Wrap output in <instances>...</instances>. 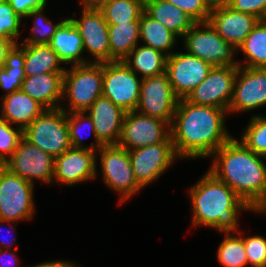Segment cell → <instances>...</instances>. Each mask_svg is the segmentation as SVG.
<instances>
[{
  "label": "cell",
  "instance_id": "40",
  "mask_svg": "<svg viewBox=\"0 0 266 267\" xmlns=\"http://www.w3.org/2000/svg\"><path fill=\"white\" fill-rule=\"evenodd\" d=\"M228 6L235 11L251 14L259 20L266 13V0H230Z\"/></svg>",
  "mask_w": 266,
  "mask_h": 267
},
{
  "label": "cell",
  "instance_id": "24",
  "mask_svg": "<svg viewBox=\"0 0 266 267\" xmlns=\"http://www.w3.org/2000/svg\"><path fill=\"white\" fill-rule=\"evenodd\" d=\"M144 11L181 38L196 22L167 0H144Z\"/></svg>",
  "mask_w": 266,
  "mask_h": 267
},
{
  "label": "cell",
  "instance_id": "33",
  "mask_svg": "<svg viewBox=\"0 0 266 267\" xmlns=\"http://www.w3.org/2000/svg\"><path fill=\"white\" fill-rule=\"evenodd\" d=\"M67 124L69 129V137L71 141V145L73 148H83V149H89L92 151L97 152L103 144L98 140L94 124L92 122V119L89 117V115L85 112H70L67 113ZM87 124V128L90 129L91 133L94 136V142L92 145H84L83 143V137L81 136V128ZM83 129V128H82ZM81 134V135H80Z\"/></svg>",
  "mask_w": 266,
  "mask_h": 267
},
{
  "label": "cell",
  "instance_id": "23",
  "mask_svg": "<svg viewBox=\"0 0 266 267\" xmlns=\"http://www.w3.org/2000/svg\"><path fill=\"white\" fill-rule=\"evenodd\" d=\"M49 45L63 64L80 65L91 62L82 57L83 40L70 18L64 19L59 25Z\"/></svg>",
  "mask_w": 266,
  "mask_h": 267
},
{
  "label": "cell",
  "instance_id": "19",
  "mask_svg": "<svg viewBox=\"0 0 266 267\" xmlns=\"http://www.w3.org/2000/svg\"><path fill=\"white\" fill-rule=\"evenodd\" d=\"M85 113L92 119L96 136L103 145L118 144L126 114L122 108L102 95Z\"/></svg>",
  "mask_w": 266,
  "mask_h": 267
},
{
  "label": "cell",
  "instance_id": "35",
  "mask_svg": "<svg viewBox=\"0 0 266 267\" xmlns=\"http://www.w3.org/2000/svg\"><path fill=\"white\" fill-rule=\"evenodd\" d=\"M44 9L31 11L27 17L34 18L32 36H28L21 44L42 45L49 44L59 25L64 21L53 24L43 14Z\"/></svg>",
  "mask_w": 266,
  "mask_h": 267
},
{
  "label": "cell",
  "instance_id": "37",
  "mask_svg": "<svg viewBox=\"0 0 266 267\" xmlns=\"http://www.w3.org/2000/svg\"><path fill=\"white\" fill-rule=\"evenodd\" d=\"M21 21L22 18L15 13L9 2L0 0V36L9 38L18 44Z\"/></svg>",
  "mask_w": 266,
  "mask_h": 267
},
{
  "label": "cell",
  "instance_id": "16",
  "mask_svg": "<svg viewBox=\"0 0 266 267\" xmlns=\"http://www.w3.org/2000/svg\"><path fill=\"white\" fill-rule=\"evenodd\" d=\"M266 105V68L238 66L228 113L247 112Z\"/></svg>",
  "mask_w": 266,
  "mask_h": 267
},
{
  "label": "cell",
  "instance_id": "5",
  "mask_svg": "<svg viewBox=\"0 0 266 267\" xmlns=\"http://www.w3.org/2000/svg\"><path fill=\"white\" fill-rule=\"evenodd\" d=\"M23 137L54 158L64 154L72 147L67 113L62 108L46 109L23 130Z\"/></svg>",
  "mask_w": 266,
  "mask_h": 267
},
{
  "label": "cell",
  "instance_id": "9",
  "mask_svg": "<svg viewBox=\"0 0 266 267\" xmlns=\"http://www.w3.org/2000/svg\"><path fill=\"white\" fill-rule=\"evenodd\" d=\"M123 61L103 63L102 95L125 112L135 111L142 79Z\"/></svg>",
  "mask_w": 266,
  "mask_h": 267
},
{
  "label": "cell",
  "instance_id": "26",
  "mask_svg": "<svg viewBox=\"0 0 266 267\" xmlns=\"http://www.w3.org/2000/svg\"><path fill=\"white\" fill-rule=\"evenodd\" d=\"M49 44H25V76L43 73H64L65 67Z\"/></svg>",
  "mask_w": 266,
  "mask_h": 267
},
{
  "label": "cell",
  "instance_id": "11",
  "mask_svg": "<svg viewBox=\"0 0 266 267\" xmlns=\"http://www.w3.org/2000/svg\"><path fill=\"white\" fill-rule=\"evenodd\" d=\"M55 158L22 137L12 156L3 164L12 173L28 182L34 179L52 184Z\"/></svg>",
  "mask_w": 266,
  "mask_h": 267
},
{
  "label": "cell",
  "instance_id": "10",
  "mask_svg": "<svg viewBox=\"0 0 266 267\" xmlns=\"http://www.w3.org/2000/svg\"><path fill=\"white\" fill-rule=\"evenodd\" d=\"M172 142L170 124L138 111L126 112L118 145L126 150Z\"/></svg>",
  "mask_w": 266,
  "mask_h": 267
},
{
  "label": "cell",
  "instance_id": "21",
  "mask_svg": "<svg viewBox=\"0 0 266 267\" xmlns=\"http://www.w3.org/2000/svg\"><path fill=\"white\" fill-rule=\"evenodd\" d=\"M63 76L64 73L26 76L23 79L21 90L46 109H57L62 106L61 102L63 101Z\"/></svg>",
  "mask_w": 266,
  "mask_h": 267
},
{
  "label": "cell",
  "instance_id": "36",
  "mask_svg": "<svg viewBox=\"0 0 266 267\" xmlns=\"http://www.w3.org/2000/svg\"><path fill=\"white\" fill-rule=\"evenodd\" d=\"M22 137L23 130L20 127L13 128V125L0 117V165L12 156Z\"/></svg>",
  "mask_w": 266,
  "mask_h": 267
},
{
  "label": "cell",
  "instance_id": "49",
  "mask_svg": "<svg viewBox=\"0 0 266 267\" xmlns=\"http://www.w3.org/2000/svg\"><path fill=\"white\" fill-rule=\"evenodd\" d=\"M57 267H78L75 263L65 260H57ZM80 267V266H79Z\"/></svg>",
  "mask_w": 266,
  "mask_h": 267
},
{
  "label": "cell",
  "instance_id": "30",
  "mask_svg": "<svg viewBox=\"0 0 266 267\" xmlns=\"http://www.w3.org/2000/svg\"><path fill=\"white\" fill-rule=\"evenodd\" d=\"M245 55L244 64L248 68H266V24L259 20L244 42L237 48Z\"/></svg>",
  "mask_w": 266,
  "mask_h": 267
},
{
  "label": "cell",
  "instance_id": "4",
  "mask_svg": "<svg viewBox=\"0 0 266 267\" xmlns=\"http://www.w3.org/2000/svg\"><path fill=\"white\" fill-rule=\"evenodd\" d=\"M63 76V99L69 102L66 113L85 112L100 96L103 87V63L71 65Z\"/></svg>",
  "mask_w": 266,
  "mask_h": 267
},
{
  "label": "cell",
  "instance_id": "29",
  "mask_svg": "<svg viewBox=\"0 0 266 267\" xmlns=\"http://www.w3.org/2000/svg\"><path fill=\"white\" fill-rule=\"evenodd\" d=\"M25 62V44H15L7 53L5 64L0 68V88L6 94L21 90Z\"/></svg>",
  "mask_w": 266,
  "mask_h": 267
},
{
  "label": "cell",
  "instance_id": "14",
  "mask_svg": "<svg viewBox=\"0 0 266 267\" xmlns=\"http://www.w3.org/2000/svg\"><path fill=\"white\" fill-rule=\"evenodd\" d=\"M238 66L213 67L207 77L187 96L197 105L229 109Z\"/></svg>",
  "mask_w": 266,
  "mask_h": 267
},
{
  "label": "cell",
  "instance_id": "8",
  "mask_svg": "<svg viewBox=\"0 0 266 267\" xmlns=\"http://www.w3.org/2000/svg\"><path fill=\"white\" fill-rule=\"evenodd\" d=\"M97 152L100 153L103 181L112 191L121 195L119 204L142 189L134 177L128 150L116 144L103 145Z\"/></svg>",
  "mask_w": 266,
  "mask_h": 267
},
{
  "label": "cell",
  "instance_id": "44",
  "mask_svg": "<svg viewBox=\"0 0 266 267\" xmlns=\"http://www.w3.org/2000/svg\"><path fill=\"white\" fill-rule=\"evenodd\" d=\"M112 0H80L79 4L83 8H88V9H100L103 5L109 3Z\"/></svg>",
  "mask_w": 266,
  "mask_h": 267
},
{
  "label": "cell",
  "instance_id": "38",
  "mask_svg": "<svg viewBox=\"0 0 266 267\" xmlns=\"http://www.w3.org/2000/svg\"><path fill=\"white\" fill-rule=\"evenodd\" d=\"M243 241L248 264L261 267L266 262V238L259 235L244 236Z\"/></svg>",
  "mask_w": 266,
  "mask_h": 267
},
{
  "label": "cell",
  "instance_id": "13",
  "mask_svg": "<svg viewBox=\"0 0 266 267\" xmlns=\"http://www.w3.org/2000/svg\"><path fill=\"white\" fill-rule=\"evenodd\" d=\"M134 177L143 189L157 180L179 159L173 142H161L155 145L128 150Z\"/></svg>",
  "mask_w": 266,
  "mask_h": 267
},
{
  "label": "cell",
  "instance_id": "20",
  "mask_svg": "<svg viewBox=\"0 0 266 267\" xmlns=\"http://www.w3.org/2000/svg\"><path fill=\"white\" fill-rule=\"evenodd\" d=\"M258 21L257 17L235 11L229 6L211 11L208 19L215 31L236 49L244 42Z\"/></svg>",
  "mask_w": 266,
  "mask_h": 267
},
{
  "label": "cell",
  "instance_id": "34",
  "mask_svg": "<svg viewBox=\"0 0 266 267\" xmlns=\"http://www.w3.org/2000/svg\"><path fill=\"white\" fill-rule=\"evenodd\" d=\"M240 141L255 154L266 157V116L254 115Z\"/></svg>",
  "mask_w": 266,
  "mask_h": 267
},
{
  "label": "cell",
  "instance_id": "1",
  "mask_svg": "<svg viewBox=\"0 0 266 267\" xmlns=\"http://www.w3.org/2000/svg\"><path fill=\"white\" fill-rule=\"evenodd\" d=\"M228 111L180 99L170 125L171 139L179 159L211 156L232 136L224 118Z\"/></svg>",
  "mask_w": 266,
  "mask_h": 267
},
{
  "label": "cell",
  "instance_id": "39",
  "mask_svg": "<svg viewBox=\"0 0 266 267\" xmlns=\"http://www.w3.org/2000/svg\"><path fill=\"white\" fill-rule=\"evenodd\" d=\"M175 7L188 14L196 23L208 22L210 11L202 0H167Z\"/></svg>",
  "mask_w": 266,
  "mask_h": 267
},
{
  "label": "cell",
  "instance_id": "32",
  "mask_svg": "<svg viewBox=\"0 0 266 267\" xmlns=\"http://www.w3.org/2000/svg\"><path fill=\"white\" fill-rule=\"evenodd\" d=\"M237 233L239 236H237ZM224 240L218 246L217 260L224 267H244L248 264L241 231L236 235L224 233Z\"/></svg>",
  "mask_w": 266,
  "mask_h": 267
},
{
  "label": "cell",
  "instance_id": "25",
  "mask_svg": "<svg viewBox=\"0 0 266 267\" xmlns=\"http://www.w3.org/2000/svg\"><path fill=\"white\" fill-rule=\"evenodd\" d=\"M167 55L150 46H136L123 62L141 79L166 72ZM139 73V74H138Z\"/></svg>",
  "mask_w": 266,
  "mask_h": 267
},
{
  "label": "cell",
  "instance_id": "41",
  "mask_svg": "<svg viewBox=\"0 0 266 267\" xmlns=\"http://www.w3.org/2000/svg\"><path fill=\"white\" fill-rule=\"evenodd\" d=\"M15 13L23 18H27V15L37 9H45L47 0H7Z\"/></svg>",
  "mask_w": 266,
  "mask_h": 267
},
{
  "label": "cell",
  "instance_id": "45",
  "mask_svg": "<svg viewBox=\"0 0 266 267\" xmlns=\"http://www.w3.org/2000/svg\"><path fill=\"white\" fill-rule=\"evenodd\" d=\"M202 2L210 12L229 5V0H202Z\"/></svg>",
  "mask_w": 266,
  "mask_h": 267
},
{
  "label": "cell",
  "instance_id": "28",
  "mask_svg": "<svg viewBox=\"0 0 266 267\" xmlns=\"http://www.w3.org/2000/svg\"><path fill=\"white\" fill-rule=\"evenodd\" d=\"M140 24V40L144 45L150 46L170 56L172 48H174L177 35L166 28L162 23L151 18L145 11L139 18Z\"/></svg>",
  "mask_w": 266,
  "mask_h": 267
},
{
  "label": "cell",
  "instance_id": "6",
  "mask_svg": "<svg viewBox=\"0 0 266 267\" xmlns=\"http://www.w3.org/2000/svg\"><path fill=\"white\" fill-rule=\"evenodd\" d=\"M34 185L0 165V223L34 217Z\"/></svg>",
  "mask_w": 266,
  "mask_h": 267
},
{
  "label": "cell",
  "instance_id": "42",
  "mask_svg": "<svg viewBox=\"0 0 266 267\" xmlns=\"http://www.w3.org/2000/svg\"><path fill=\"white\" fill-rule=\"evenodd\" d=\"M17 256L18 255H16V248L13 251H12V249L11 250L10 249H0V260H1L0 261L1 262L0 267H18V264L17 265L15 264L16 262L19 261ZM5 257H8V258L5 260ZM12 262L14 265L12 264Z\"/></svg>",
  "mask_w": 266,
  "mask_h": 267
},
{
  "label": "cell",
  "instance_id": "46",
  "mask_svg": "<svg viewBox=\"0 0 266 267\" xmlns=\"http://www.w3.org/2000/svg\"><path fill=\"white\" fill-rule=\"evenodd\" d=\"M251 211L266 214V189L262 198L251 208Z\"/></svg>",
  "mask_w": 266,
  "mask_h": 267
},
{
  "label": "cell",
  "instance_id": "31",
  "mask_svg": "<svg viewBox=\"0 0 266 267\" xmlns=\"http://www.w3.org/2000/svg\"><path fill=\"white\" fill-rule=\"evenodd\" d=\"M99 10L108 25L139 21L144 12V0H112Z\"/></svg>",
  "mask_w": 266,
  "mask_h": 267
},
{
  "label": "cell",
  "instance_id": "50",
  "mask_svg": "<svg viewBox=\"0 0 266 267\" xmlns=\"http://www.w3.org/2000/svg\"><path fill=\"white\" fill-rule=\"evenodd\" d=\"M261 20L266 24V13H265L264 17Z\"/></svg>",
  "mask_w": 266,
  "mask_h": 267
},
{
  "label": "cell",
  "instance_id": "22",
  "mask_svg": "<svg viewBox=\"0 0 266 267\" xmlns=\"http://www.w3.org/2000/svg\"><path fill=\"white\" fill-rule=\"evenodd\" d=\"M2 97L0 117L22 130L46 110L42 104L22 90L4 94Z\"/></svg>",
  "mask_w": 266,
  "mask_h": 267
},
{
  "label": "cell",
  "instance_id": "12",
  "mask_svg": "<svg viewBox=\"0 0 266 267\" xmlns=\"http://www.w3.org/2000/svg\"><path fill=\"white\" fill-rule=\"evenodd\" d=\"M179 100L164 72L142 79L136 111L171 125Z\"/></svg>",
  "mask_w": 266,
  "mask_h": 267
},
{
  "label": "cell",
  "instance_id": "3",
  "mask_svg": "<svg viewBox=\"0 0 266 267\" xmlns=\"http://www.w3.org/2000/svg\"><path fill=\"white\" fill-rule=\"evenodd\" d=\"M192 226L210 227L219 232H238V216L251 208L225 183L207 171L189 189ZM241 211V212H240Z\"/></svg>",
  "mask_w": 266,
  "mask_h": 267
},
{
  "label": "cell",
  "instance_id": "47",
  "mask_svg": "<svg viewBox=\"0 0 266 267\" xmlns=\"http://www.w3.org/2000/svg\"><path fill=\"white\" fill-rule=\"evenodd\" d=\"M3 227V226H2ZM1 229V228H0ZM9 229H11V228H9ZM10 232V231H9ZM11 237V236H10ZM4 238V237H3ZM12 238V237H11ZM15 238L13 237V239H12V241L10 242V241H5V240H1L0 241V249H11L12 247H13V243L15 242ZM4 246V247H3Z\"/></svg>",
  "mask_w": 266,
  "mask_h": 267
},
{
  "label": "cell",
  "instance_id": "43",
  "mask_svg": "<svg viewBox=\"0 0 266 267\" xmlns=\"http://www.w3.org/2000/svg\"><path fill=\"white\" fill-rule=\"evenodd\" d=\"M15 43L4 36H0V68H3L7 53L13 48Z\"/></svg>",
  "mask_w": 266,
  "mask_h": 267
},
{
  "label": "cell",
  "instance_id": "27",
  "mask_svg": "<svg viewBox=\"0 0 266 267\" xmlns=\"http://www.w3.org/2000/svg\"><path fill=\"white\" fill-rule=\"evenodd\" d=\"M110 62L123 61L139 45V21H130L118 25H108Z\"/></svg>",
  "mask_w": 266,
  "mask_h": 267
},
{
  "label": "cell",
  "instance_id": "48",
  "mask_svg": "<svg viewBox=\"0 0 266 267\" xmlns=\"http://www.w3.org/2000/svg\"><path fill=\"white\" fill-rule=\"evenodd\" d=\"M31 267H57V260H54V261H46V262H43V263H38L34 266H31Z\"/></svg>",
  "mask_w": 266,
  "mask_h": 267
},
{
  "label": "cell",
  "instance_id": "7",
  "mask_svg": "<svg viewBox=\"0 0 266 267\" xmlns=\"http://www.w3.org/2000/svg\"><path fill=\"white\" fill-rule=\"evenodd\" d=\"M190 55L197 56L212 67L238 66L234 54L238 51L226 42L209 22L195 23L182 37Z\"/></svg>",
  "mask_w": 266,
  "mask_h": 267
},
{
  "label": "cell",
  "instance_id": "2",
  "mask_svg": "<svg viewBox=\"0 0 266 267\" xmlns=\"http://www.w3.org/2000/svg\"><path fill=\"white\" fill-rule=\"evenodd\" d=\"M215 156V157H214ZM210 171L225 182L250 208L266 189V157L255 154L241 141L232 137L212 155Z\"/></svg>",
  "mask_w": 266,
  "mask_h": 267
},
{
  "label": "cell",
  "instance_id": "18",
  "mask_svg": "<svg viewBox=\"0 0 266 267\" xmlns=\"http://www.w3.org/2000/svg\"><path fill=\"white\" fill-rule=\"evenodd\" d=\"M79 30L83 48L95 63L110 62L108 24L99 9L82 8L80 19L70 18Z\"/></svg>",
  "mask_w": 266,
  "mask_h": 267
},
{
  "label": "cell",
  "instance_id": "15",
  "mask_svg": "<svg viewBox=\"0 0 266 267\" xmlns=\"http://www.w3.org/2000/svg\"><path fill=\"white\" fill-rule=\"evenodd\" d=\"M213 67L197 56L173 53L167 57L166 73L179 99L187 96L207 77Z\"/></svg>",
  "mask_w": 266,
  "mask_h": 267
},
{
  "label": "cell",
  "instance_id": "17",
  "mask_svg": "<svg viewBox=\"0 0 266 267\" xmlns=\"http://www.w3.org/2000/svg\"><path fill=\"white\" fill-rule=\"evenodd\" d=\"M97 155L95 151L71 147L55 157L54 182L73 186L97 177Z\"/></svg>",
  "mask_w": 266,
  "mask_h": 267
}]
</instances>
